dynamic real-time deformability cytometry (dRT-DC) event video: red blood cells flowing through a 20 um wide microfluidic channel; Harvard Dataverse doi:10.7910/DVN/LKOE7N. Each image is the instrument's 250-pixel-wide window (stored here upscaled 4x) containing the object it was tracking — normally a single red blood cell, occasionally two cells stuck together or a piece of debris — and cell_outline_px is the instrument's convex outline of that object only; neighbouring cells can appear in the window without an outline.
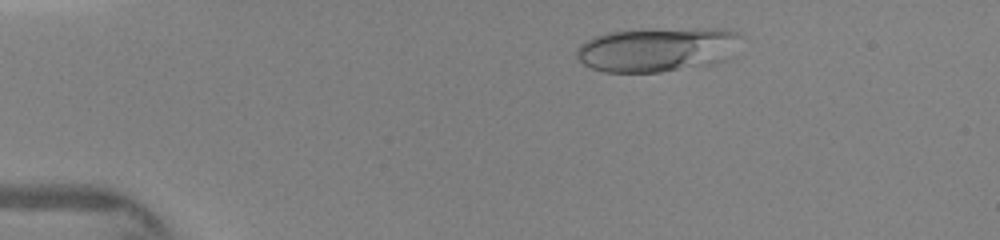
{"species": "human", "species_latin": "Homo sapiens", "temperature_condition": "warm", "stored_images_in_passage": 45, "camera_frame_rate_fps": 3000, "um_per_image_px": 0.085, "donor": {"sex": "female"}, "frame": {"image": 1, "passage_image": 6, "time_ms": 2.333, "image_size_px": [1000, 240], "cell_outline_px": [[744, 36], [688, 64], [676, 68], [660, 72], [604, 72], [592, 68], [584, 64], [576, 56], [576, 52], [580, 44], [592, 36], [608, 32], [692, 28], [724, 28], [740, 32]], "centroid_in_image_um": [55.42, 4.14], "position_along_channel_um": 29.6, "area_um2": 38.61}}
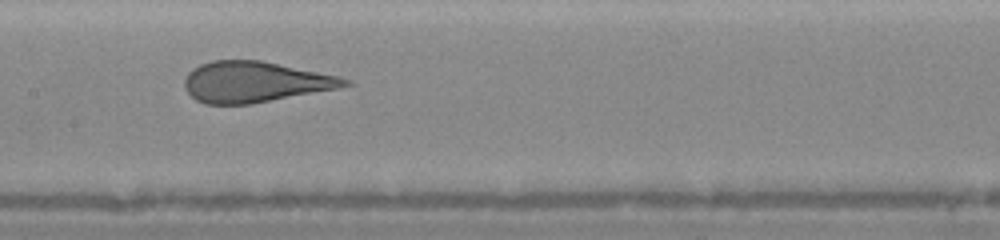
{"frame": {"image": 2, "passage_image": 25, "time_ms": 7.333, "image_size_px": [1000, 240], "cell_outline_px": [[356, 84], [340, 88], [252, 104], [204, 104], [196, 100], [184, 88], [184, 80], [188, 72], [192, 68], [200, 64], [212, 60], [260, 60], [340, 76], [352, 80]], "centroid_in_image_um": [21.7, 6.96], "position_along_channel_um": 185.7, "area_um2": 38.44}}
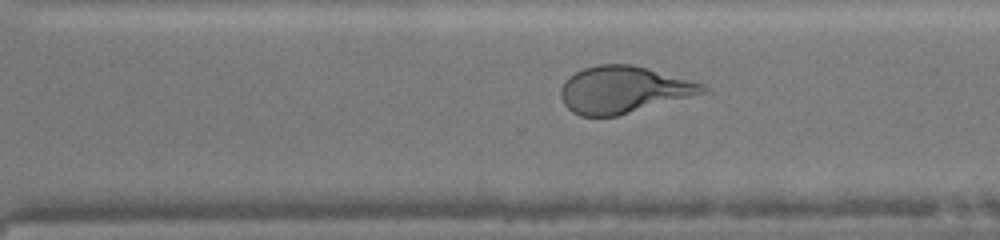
{"frame": {"image": 3, "passage_image": 41, "time_ms": 10.333, "image_size_px": [1000, 240], "cell_outline_px": [[712, 92], [616, 116], [580, 116], [572, 112], [564, 104], [560, 96], [560, 88], [564, 80], [568, 76], [584, 68], [596, 64], [632, 64], [648, 68], [704, 84]], "centroid_in_image_um": [53.01, 7.62], "position_along_channel_um": 317.6, "area_um2": 39.19}}